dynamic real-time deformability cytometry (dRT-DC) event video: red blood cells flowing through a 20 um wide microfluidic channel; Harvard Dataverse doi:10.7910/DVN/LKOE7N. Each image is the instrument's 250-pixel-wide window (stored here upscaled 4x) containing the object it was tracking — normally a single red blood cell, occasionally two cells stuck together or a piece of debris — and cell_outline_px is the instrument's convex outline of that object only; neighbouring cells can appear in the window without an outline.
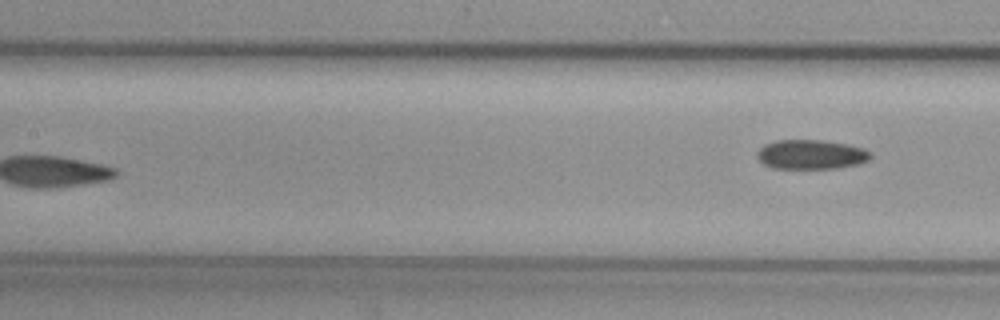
{"species": "common noctule bat (a hibernating species)", "species_latin": "Nyctalus noctula", "temperature_condition": "cold", "stored_images_in_passage": 5, "segment_of_instrument_passage": [2, 2], "camera_frame_rate_fps": 3000, "um_per_image_px": 0.085, "animal": {"sex": "female", "body_mass_g": 29.2, "forearm_length_mm": 56.3}, "frame": {"image": 1, "passage_image": 5, "time_ms": 1.333, "image_size_px": [1000, 320], "cell_outline_px": [[872, 156], [868, 160], [860, 164], [836, 168], [772, 168], [764, 164], [756, 156], [756, 152], [764, 144], [776, 140], [824, 140], [848, 144], [864, 148], [872, 152]], "centroid_in_image_um": [68.96, 13.12], "position_along_channel_um": 138.4, "area_um2": 19.65}}